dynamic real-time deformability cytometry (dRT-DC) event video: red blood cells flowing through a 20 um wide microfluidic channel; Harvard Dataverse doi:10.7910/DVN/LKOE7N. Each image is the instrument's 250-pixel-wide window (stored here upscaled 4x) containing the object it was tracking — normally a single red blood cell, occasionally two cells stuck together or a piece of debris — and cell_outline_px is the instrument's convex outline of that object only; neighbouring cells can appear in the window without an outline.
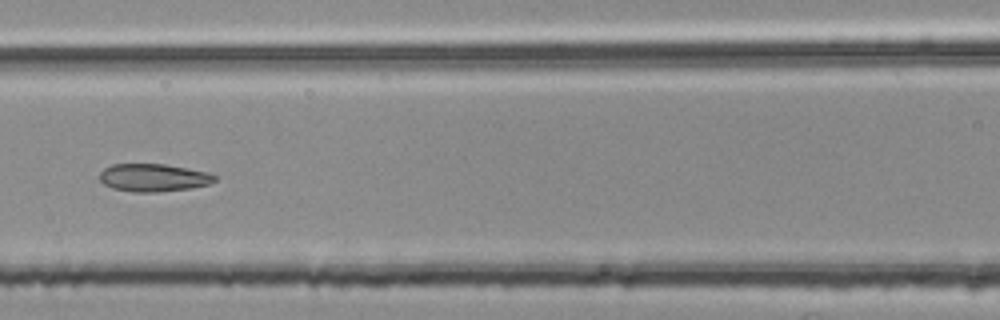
{"species": "common noctule bat (a hibernating species)", "species_latin": "Nyctalus noctula", "temperature_condition": "room temperature", "stored_images_in_passage": 53, "segment_of_instrument_passage": [2, 2], "camera_frame_rate_fps": 3000, "um_per_image_px": 0.085, "animal": {"sex": "female", "body_mass_g": 25.1}, "frame": {"image": 1, "passage_image": 24, "time_ms": 7.667, "image_size_px": [1000, 320], "cell_outline_px": [[216, 180], [208, 184], [192, 188], [156, 192], [132, 192], [112, 188], [104, 184], [100, 180], [100, 172], [104, 168], [112, 164], [164, 164], [188, 168], [208, 172], [216, 176]], "centroid_in_image_um": [13.04, 15.1], "position_along_channel_um": 153.6, "area_um2": 18.67}}
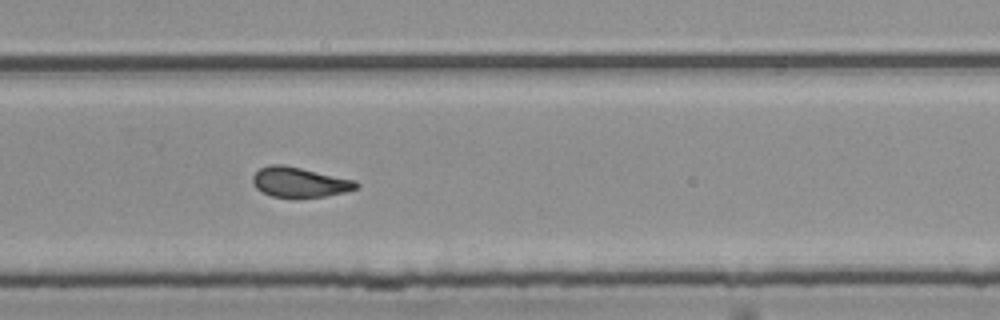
{"frame": {"image": 2, "passage_image": 36, "time_ms": 11.667, "image_size_px": [1000, 320], "cell_outline_px": [[360, 184], [356, 188], [344, 192], [324, 196], [272, 196], [256, 188], [252, 184], [252, 176], [260, 168], [268, 164], [284, 164], [356, 180]], "centroid_in_image_um": [25.45, 15.45], "position_along_channel_um": 304.4, "area_um2": 17.86}}
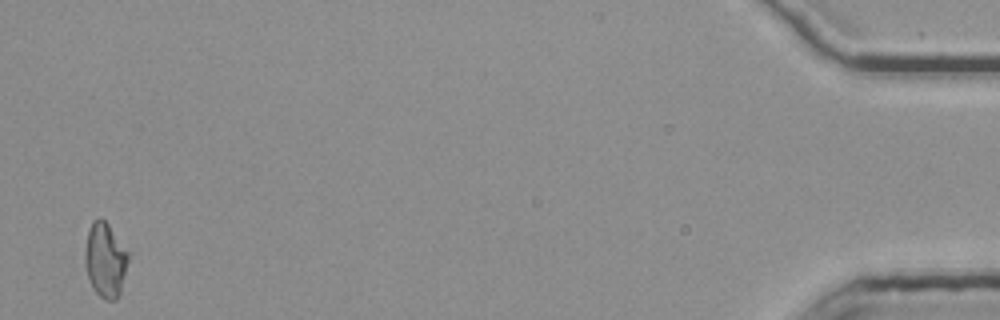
{"frame": {"image": 3, "passage_image": 53, "time_ms": 17.333, "image_size_px": [1000, 320], "cell_outline_px": [[128, 260], [120, 296], [116, 300], [104, 300], [92, 288], [88, 280], [84, 264], [84, 256], [88, 232], [92, 220], [100, 216], [108, 224], [128, 252]], "centroid_in_image_um": [8.93, 22.13], "position_along_channel_um": 426.3, "area_um2": 18.96}}